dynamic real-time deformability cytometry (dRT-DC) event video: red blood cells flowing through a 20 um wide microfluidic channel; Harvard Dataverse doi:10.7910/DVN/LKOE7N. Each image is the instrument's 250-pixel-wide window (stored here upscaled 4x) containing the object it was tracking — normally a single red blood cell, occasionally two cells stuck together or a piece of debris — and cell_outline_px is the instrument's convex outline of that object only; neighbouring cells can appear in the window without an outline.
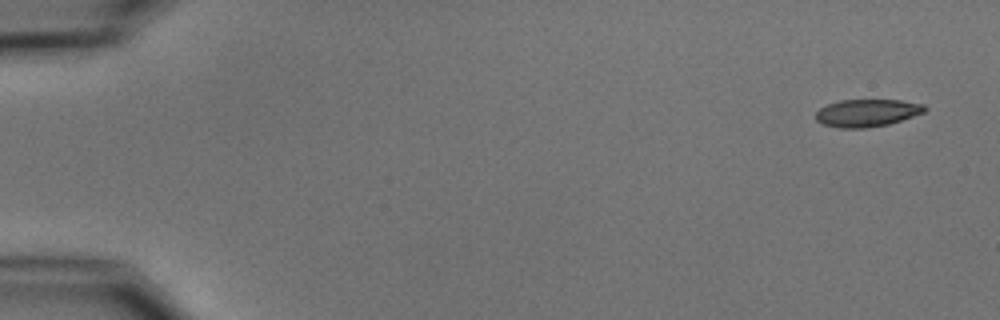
{"species": "common noctule bat (a hibernating species)", "species_latin": "Nyctalus noctula", "temperature_condition": "cold", "stored_images_in_passage": 4, "camera_frame_rate_fps": 3000, "um_per_image_px": 0.085, "animal": {"sex": "male", "body_mass_g": 15.6}, "frame": {"image": 1, "passage_image": 1, "time_ms": 0.0, "image_size_px": [1000, 320], "cell_outline_px": [[928, 108], [924, 112], [888, 124], [864, 128], [840, 128], [824, 124], [816, 120], [816, 112], [820, 108], [828, 104], [840, 100], [900, 100], [924, 104]], "centroid_in_image_um": [73.7, 9.59], "position_along_channel_um": 11.3, "area_um2": 17.28}}
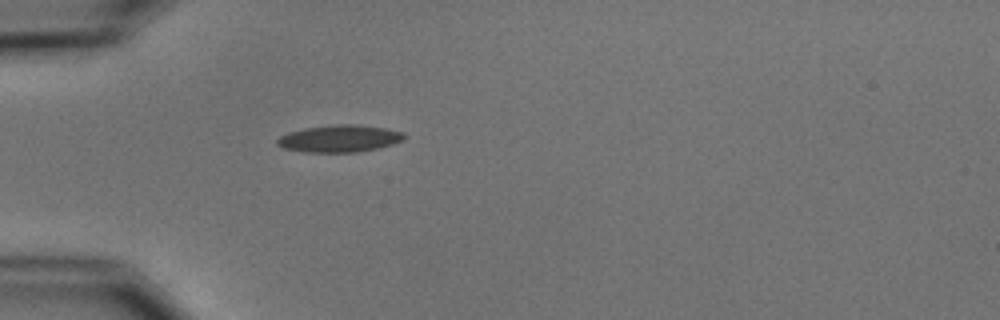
{"frame": {"image": 2, "passage_image": 4, "time_ms": 4.667, "image_size_px": [1000, 320], "cell_outline_px": [[408, 136], [404, 140], [392, 144], [376, 148], [356, 152], [304, 152], [284, 148], [276, 144], [276, 140], [280, 136], [288, 132], [304, 128], [336, 124], [356, 124], [384, 128], [404, 132]], "centroid_in_image_um": [28.86, 11.77], "position_along_channel_um": 56.1, "area_um2": 20.11}}